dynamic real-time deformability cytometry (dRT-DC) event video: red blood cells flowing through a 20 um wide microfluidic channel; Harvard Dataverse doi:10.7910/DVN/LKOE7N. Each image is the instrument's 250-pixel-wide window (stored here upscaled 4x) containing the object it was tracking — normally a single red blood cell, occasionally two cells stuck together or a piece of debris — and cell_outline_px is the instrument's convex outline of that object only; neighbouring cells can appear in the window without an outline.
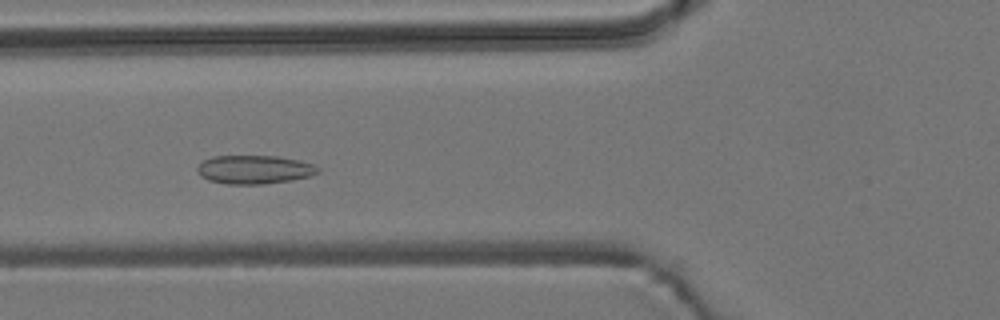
{"species": "common noctule bat (a hibernating species)", "species_latin": "Nyctalus noctula", "temperature_condition": "room temperature", "stored_images_in_passage": 33, "camera_frame_rate_fps": 3000, "um_per_image_px": 0.085, "animal": {"sex": "male", "body_mass_g": 19.2, "forearm_length_mm": 51.8}, "frame": {"image": 1, "passage_image": 18, "time_ms": 5.667, "image_size_px": [1000, 320], "cell_outline_px": [[320, 172], [308, 176], [292, 180], [264, 184], [228, 184], [208, 180], [200, 176], [196, 172], [196, 168], [204, 160], [212, 156], [280, 156], [300, 160], [316, 164], [320, 168]], "centroid_in_image_um": [21.64, 14.41], "position_along_channel_um": 104.2, "area_um2": 20.35}}
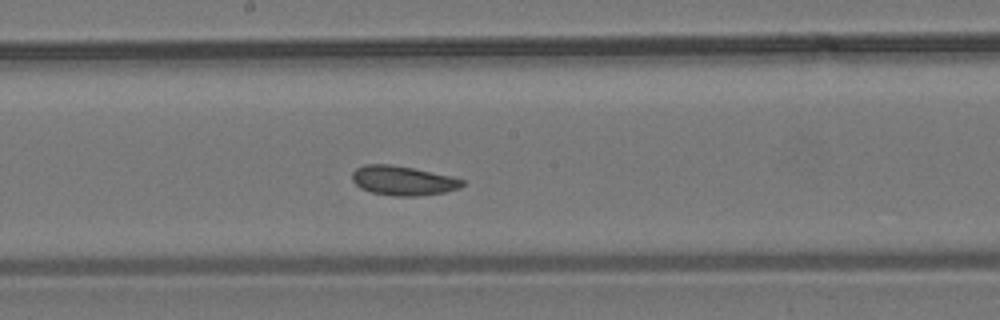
{"frame": {"image": 2, "passage_image": 27, "time_ms": 8.667, "image_size_px": [1000, 320], "cell_outline_px": [[464, 184], [460, 188], [444, 192], [416, 196], [396, 196], [372, 192], [360, 188], [352, 180], [352, 172], [356, 168], [364, 164], [392, 164], [452, 176], [464, 180]], "centroid_in_image_um": [34.24, 15.34], "position_along_channel_um": 214.0, "area_um2": 18.84}}
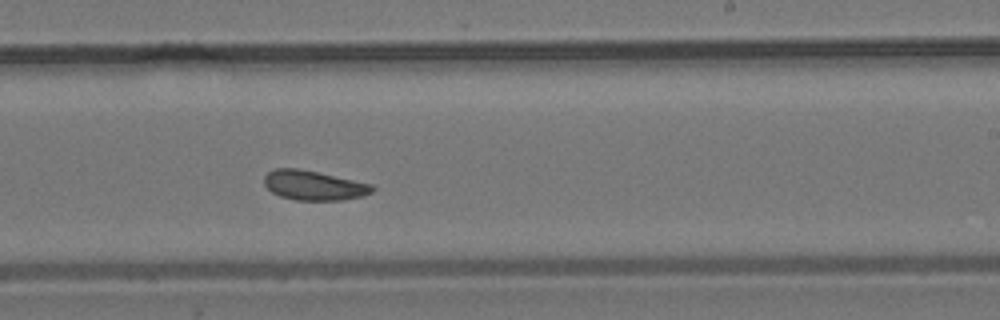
{"frame": {"image": 3, "passage_image": 31, "time_ms": 10.0, "image_size_px": [1000, 320], "cell_outline_px": [[376, 188], [372, 192], [360, 196], [340, 200], [296, 200], [280, 196], [272, 192], [264, 184], [264, 176], [268, 172], [276, 168], [296, 168], [316, 172], [372, 184]], "centroid_in_image_um": [26.65, 15.76], "position_along_channel_um": 262.4, "area_um2": 18.38}}